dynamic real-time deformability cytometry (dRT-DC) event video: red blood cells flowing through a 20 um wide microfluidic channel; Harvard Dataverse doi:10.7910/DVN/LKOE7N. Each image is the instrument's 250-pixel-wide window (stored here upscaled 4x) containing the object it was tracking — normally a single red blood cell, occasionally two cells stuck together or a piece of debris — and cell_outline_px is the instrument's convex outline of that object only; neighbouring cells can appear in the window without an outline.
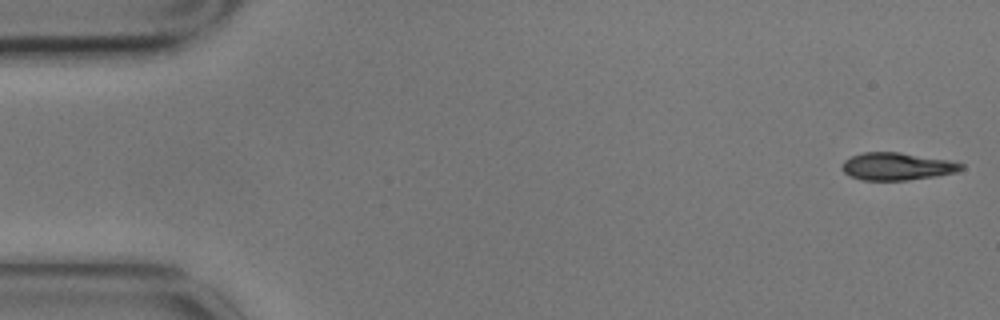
{"species": "common noctule bat (a hibernating species)", "species_latin": "Nyctalus noctula", "temperature_condition": "cold", "stored_images_in_passage": 5, "camera_frame_rate_fps": 3000, "um_per_image_px": 0.085, "animal": {"sex": "male", "body_mass_g": 17.9}, "frame": {"image": 1, "passage_image": 1, "time_ms": 0.0, "image_size_px": [1000, 320], "cell_outline_px": [[964, 168], [956, 172], [936, 176], [908, 180], [860, 180], [844, 172], [840, 168], [840, 164], [844, 160], [852, 156], [864, 152], [900, 152], [956, 160], [964, 164]], "centroid_in_image_um": [76.29, 14.13], "position_along_channel_um": 8.7, "area_um2": 19.48}}
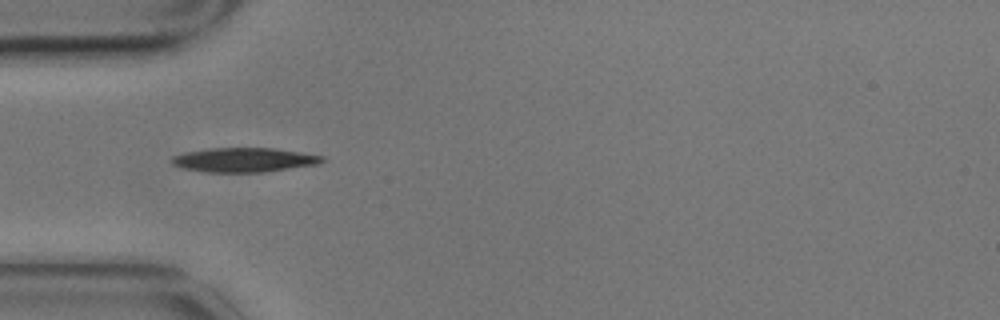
{"frame": {"image": 2, "passage_image": 5, "time_ms": 1.333, "image_size_px": [1000, 320], "cell_outline_px": [[324, 160], [320, 164], [264, 172], [208, 172], [184, 168], [172, 164], [168, 160], [172, 156], [184, 152], [212, 148], [276, 148], [324, 156]], "centroid_in_image_um": [20.74, 13.59], "position_along_channel_um": 64.3, "area_um2": 21.39}}